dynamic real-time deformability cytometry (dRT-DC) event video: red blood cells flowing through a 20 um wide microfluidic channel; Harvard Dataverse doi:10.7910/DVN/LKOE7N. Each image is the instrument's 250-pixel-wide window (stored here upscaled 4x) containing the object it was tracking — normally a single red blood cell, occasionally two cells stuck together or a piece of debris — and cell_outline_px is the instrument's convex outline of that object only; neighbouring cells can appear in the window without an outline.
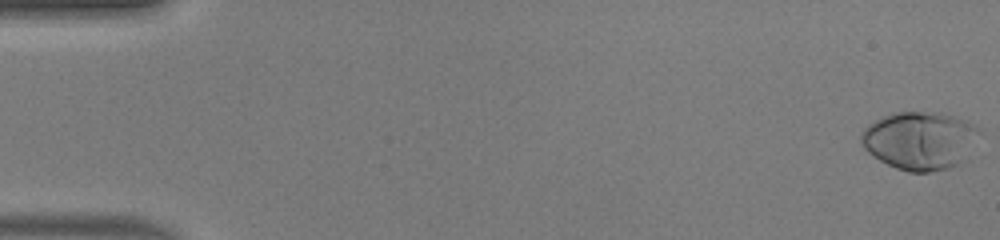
{"species": "human", "species_latin": "Homo sapiens", "temperature_condition": "warm", "stored_images_in_passage": 49, "camera_frame_rate_fps": 3000, "um_per_image_px": 0.085, "donor": {"sex": "male"}, "frame": {"image": 1, "passage_image": 1, "time_ms": 0.0, "image_size_px": [1000, 240], "cell_outline_px": [[980, 132], [956, 164], [948, 168], [928, 172], [908, 172], [896, 168], [880, 160], [868, 152], [864, 148], [860, 140], [860, 136], [864, 128], [868, 124], [892, 112], [944, 112], [968, 120]], "centroid_in_image_um": [78.11, 11.91], "position_along_channel_um": 6.9, "area_um2": 39.36}}
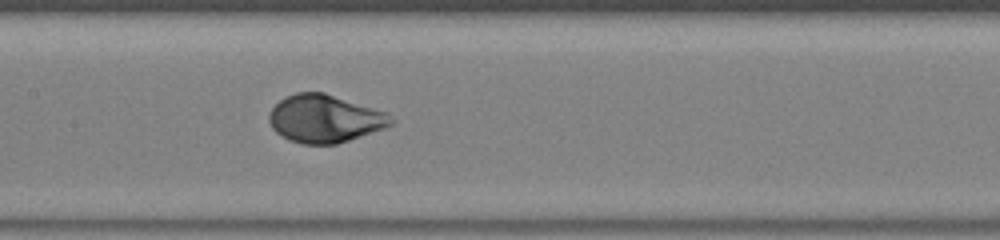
{"frame": {"image": 2, "passage_image": 25, "time_ms": 8.0, "image_size_px": [1000, 240], "cell_outline_px": [[396, 120], [392, 124], [384, 128], [336, 144], [304, 144], [288, 140], [276, 132], [272, 128], [268, 120], [268, 112], [280, 100], [296, 92], [324, 92], [388, 112]], "centroid_in_image_um": [27.61, 10.08], "position_along_channel_um": 179.8, "area_um2": 34.04}}
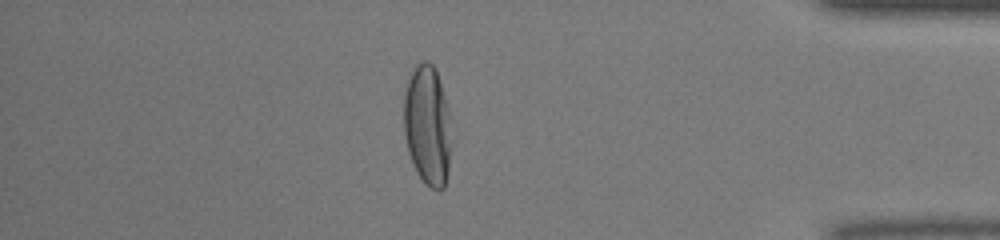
{"frame": {"image": 3, "passage_image": 43, "time_ms": 14.0, "image_size_px": [1000, 240], "cell_outline_px": [[452, 144], [448, 172], [444, 188], [440, 192], [424, 184], [416, 172], [408, 152], [404, 136], [404, 96], [408, 80], [416, 64], [420, 60], [428, 60], [436, 68], [448, 104], [452, 120]], "centroid_in_image_um": [36.37, 10.67], "position_along_channel_um": 398.8, "area_um2": 34.45}, "authors_computed_cell_mechanics": {"area_um2": 35.1424, "velocity_mm_per_s": 4.2193, "shape_relaxation_time_tau1_ms": 2.5114, "shape_relaxation_time_tau2_ms": null, "deformation_change_tau1": 0.2119, "deformation_change_tau2": null}}